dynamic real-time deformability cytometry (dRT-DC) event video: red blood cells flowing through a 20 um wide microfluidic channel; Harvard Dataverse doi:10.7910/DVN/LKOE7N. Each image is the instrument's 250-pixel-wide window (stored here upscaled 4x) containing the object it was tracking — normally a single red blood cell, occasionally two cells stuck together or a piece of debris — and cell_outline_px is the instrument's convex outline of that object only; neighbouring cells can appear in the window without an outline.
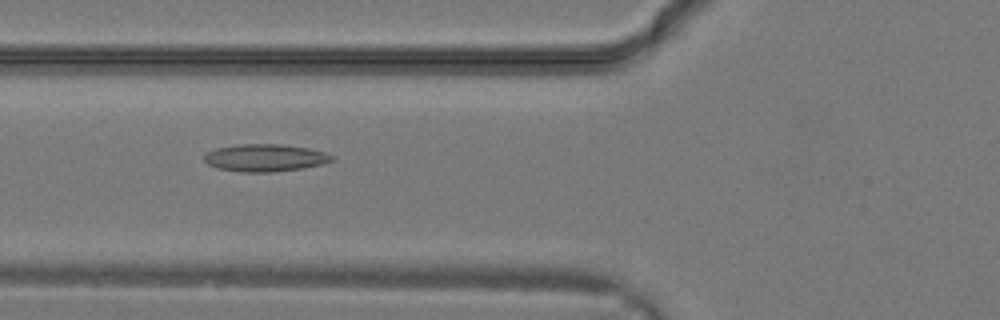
{"species": "common noctule bat (a hibernating species)", "species_latin": "Nyctalus noctula", "temperature_condition": "warm", "stored_images_in_passage": 22, "camera_frame_rate_fps": 3000, "um_per_image_px": 0.085, "animal": {"sex": "male", "body_mass_g": 19.2, "forearm_length_mm": 51.8}, "frame": {"image": 1, "passage_image": 3, "time_ms": 0.667, "image_size_px": [1000, 320], "cell_outline_px": [[336, 160], [304, 168], [272, 172], [240, 172], [216, 168], [208, 164], [204, 160], [204, 156], [208, 152], [216, 148], [240, 144], [284, 144], [308, 148], [324, 152], [336, 156]], "centroid_in_image_um": [22.56, 13.41], "position_along_channel_um": 103.2, "area_um2": 20.52}}
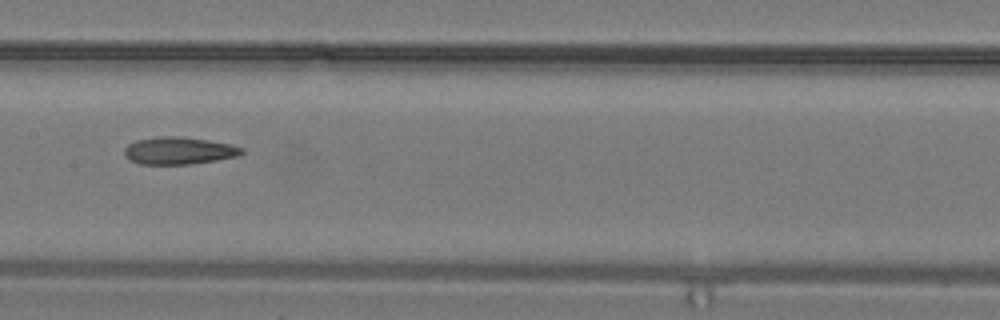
{"frame": {"image": 2, "passage_image": 7, "time_ms": 2.0, "image_size_px": [1000, 320], "cell_outline_px": [[244, 152], [240, 156], [216, 160], [188, 164], [140, 164], [128, 160], [124, 156], [124, 148], [128, 144], [136, 140], [160, 136], [180, 136], [208, 140], [232, 144], [244, 148]], "centroid_in_image_um": [15.2, 12.8], "position_along_channel_um": 192.2, "area_um2": 18.9}}
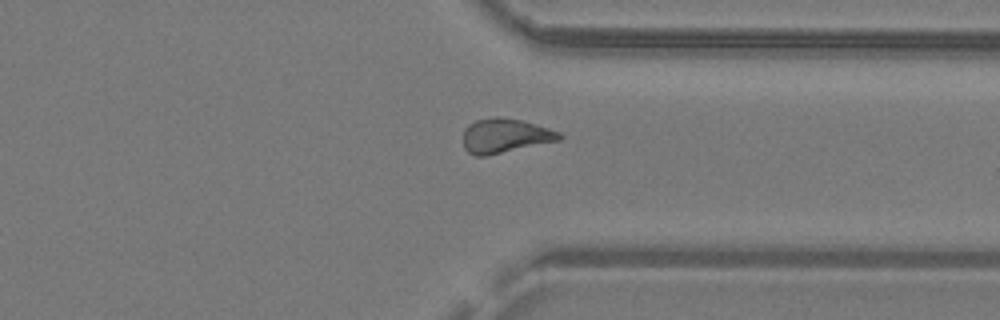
{"frame": {"image": 3, "passage_image": 15, "time_ms": 4.667, "image_size_px": [1000, 320], "cell_outline_px": [[564, 136], [560, 140], [488, 156], [476, 156], [468, 152], [464, 148], [464, 128], [468, 124], [476, 120], [496, 116], [520, 120], [548, 128], [560, 132]], "centroid_in_image_um": [42.92, 11.55], "position_along_channel_um": 368.5, "area_um2": 19.31}}